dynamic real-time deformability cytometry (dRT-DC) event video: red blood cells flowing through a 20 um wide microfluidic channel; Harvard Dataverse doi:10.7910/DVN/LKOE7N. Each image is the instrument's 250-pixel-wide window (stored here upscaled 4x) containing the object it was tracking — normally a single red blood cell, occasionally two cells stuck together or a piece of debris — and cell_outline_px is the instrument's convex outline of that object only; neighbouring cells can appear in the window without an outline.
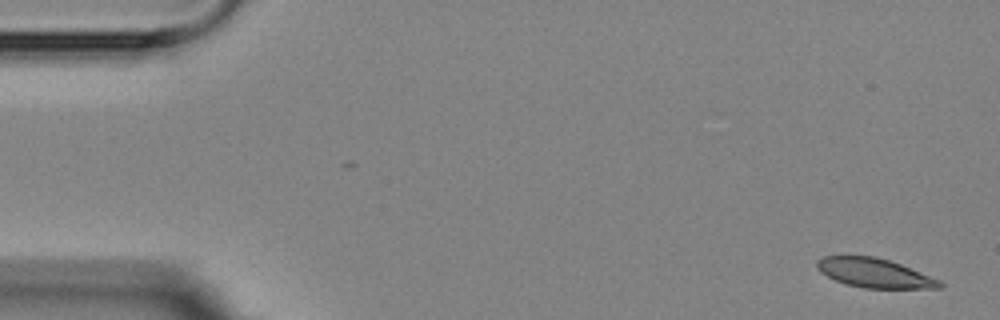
{"species": "Egyptian fruit bat (a non-hibernating species)", "species_latin": "Rousettus aegyptiacus", "temperature_condition": "room temperature", "stored_images_in_passage": 5, "camera_frame_rate_fps": 3000, "um_per_image_px": 0.085, "animal": {"sex": "female"}, "frame": {"image": 1, "passage_image": 1, "time_ms": 0.0, "image_size_px": [1000, 320], "cell_outline_px": [[944, 284], [940, 288], [864, 288], [848, 284], [836, 280], [820, 272], [816, 268], [816, 260], [824, 256], [876, 256], [900, 264], [940, 280]], "centroid_in_image_um": [74.31, 23.2], "position_along_channel_um": 10.7, "area_um2": 20.69}}